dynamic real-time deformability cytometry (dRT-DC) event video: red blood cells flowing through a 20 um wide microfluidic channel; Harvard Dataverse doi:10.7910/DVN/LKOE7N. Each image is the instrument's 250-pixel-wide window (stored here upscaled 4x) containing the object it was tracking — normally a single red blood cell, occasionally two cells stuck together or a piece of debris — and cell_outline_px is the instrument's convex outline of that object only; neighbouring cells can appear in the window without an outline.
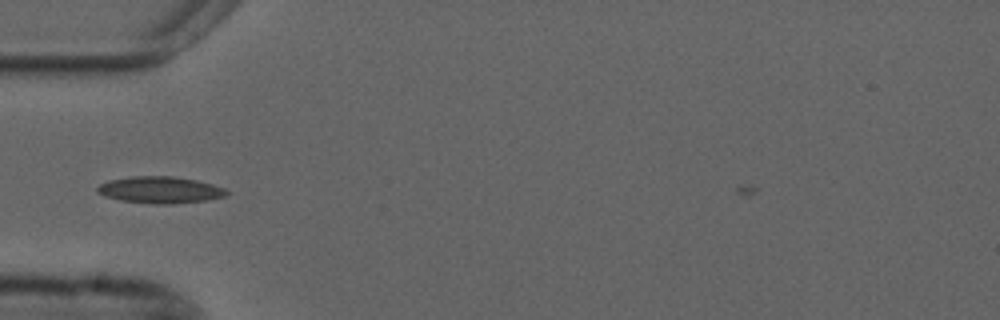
{"species": "common noctule bat (a hibernating species)", "species_latin": "Nyctalus noctula", "temperature_condition": "cold", "stored_images_in_passage": 39, "camera_frame_rate_fps": 3000, "um_per_image_px": 0.085, "animal": {"sex": "male", "forearm_length_mm": 52.5}, "frame": {"image": 1, "passage_image": 2, "time_ms": 0.333, "image_size_px": [1000, 320], "cell_outline_px": [[232, 192], [228, 196], [208, 200], [172, 204], [152, 204], [120, 200], [104, 196], [96, 192], [96, 188], [100, 184], [108, 180], [132, 176], [172, 176], [196, 180], [212, 184], [224, 188]], "centroid_in_image_um": [13.63, 16.15], "position_along_channel_um": 71.4, "area_um2": 20.4}}
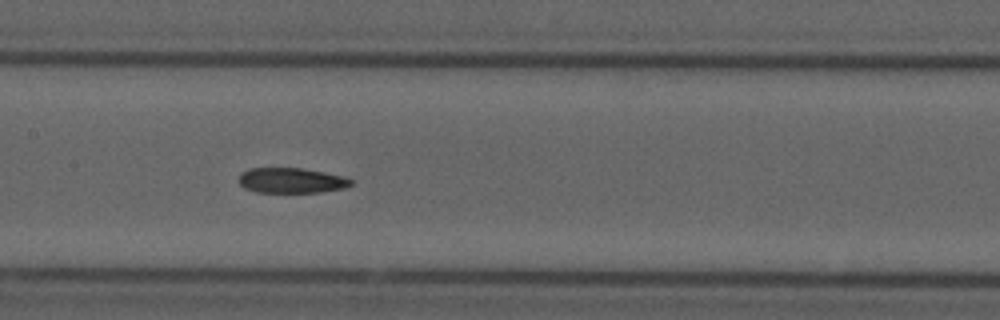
{"frame": {"image": 2, "passage_image": 11, "time_ms": 3.333, "image_size_px": [1000, 320], "cell_outline_px": [[356, 180], [352, 184], [344, 188], [320, 192], [256, 192], [244, 188], [240, 184], [240, 172], [248, 168], [300, 168], [324, 172], [344, 176]], "centroid_in_image_um": [24.79, 15.33], "position_along_channel_um": 182.6, "area_um2": 16.59}}
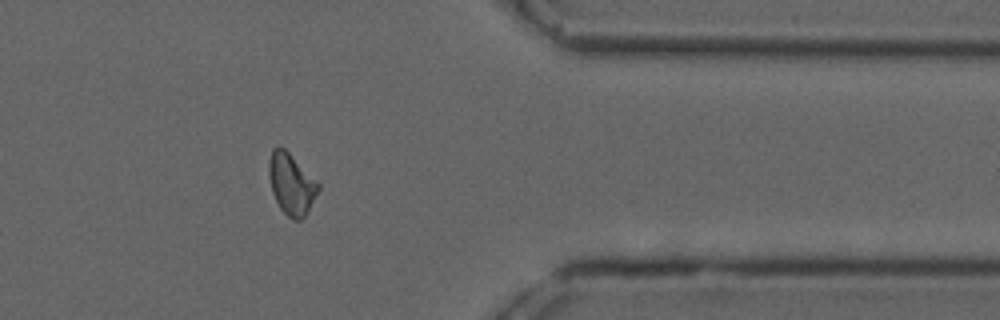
{"frame": {"image": 3, "passage_image": 29, "time_ms": 9.333, "image_size_px": [1000, 320], "cell_outline_px": [[320, 188], [304, 216], [300, 220], [292, 220], [280, 208], [272, 192], [268, 172], [268, 164], [272, 148], [280, 144], [320, 184]], "centroid_in_image_um": [24.74, 15.61], "position_along_channel_um": 386.7, "area_um2": 17.4}}